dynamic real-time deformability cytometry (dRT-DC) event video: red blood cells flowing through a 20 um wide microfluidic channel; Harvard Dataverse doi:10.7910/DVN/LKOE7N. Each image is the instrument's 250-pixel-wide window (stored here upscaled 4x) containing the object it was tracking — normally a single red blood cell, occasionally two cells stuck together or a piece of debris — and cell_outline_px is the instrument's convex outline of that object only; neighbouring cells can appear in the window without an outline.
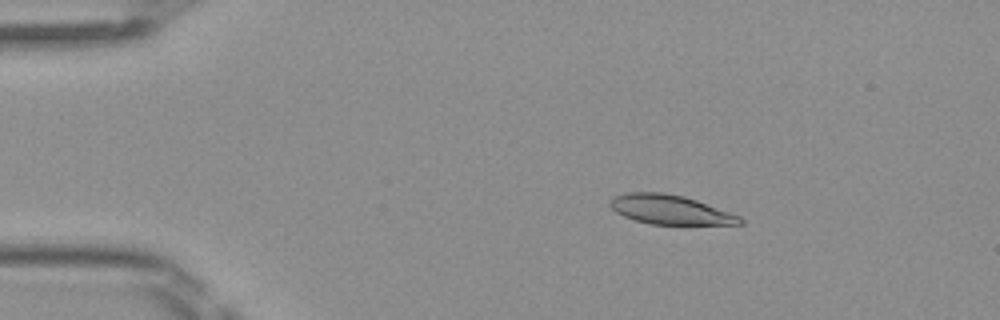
{"species": "Egyptian fruit bat (a non-hibernating species)", "species_latin": "Rousettus aegyptiacus", "temperature_condition": "room temperature", "stored_images_in_passage": 50, "camera_frame_rate_fps": 3000, "um_per_image_px": 0.085, "frame": {"image": 1, "passage_image": 9, "time_ms": 2.667, "image_size_px": [1000, 320], "cell_outline_px": [[744, 224], [648, 224], [624, 216], [616, 212], [608, 204], [608, 200], [612, 196], [628, 192], [664, 192], [684, 196], [696, 200], [740, 216], [744, 220]], "centroid_in_image_um": [56.91, 17.81], "position_along_channel_um": 28.1, "area_um2": 22.2}}
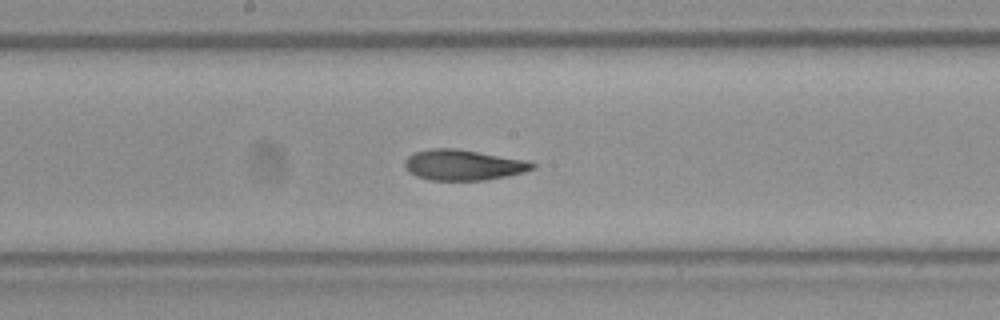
{"frame": {"image": 2, "passage_image": 27, "time_ms": 8.667, "image_size_px": [1000, 320], "cell_outline_px": [[536, 168], [524, 172], [484, 180], [428, 180], [416, 176], [408, 172], [404, 164], [404, 160], [408, 156], [416, 152], [428, 148], [456, 148], [528, 160], [536, 164]], "centroid_in_image_um": [39.37, 14.01], "position_along_channel_um": 208.8, "area_um2": 22.89}}
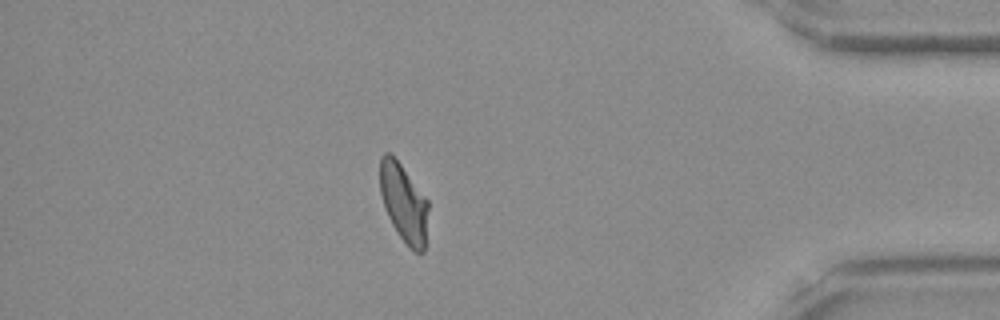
{"frame": {"image": 3, "passage_image": 44, "time_ms": 14.333, "image_size_px": [1000, 320], "cell_outline_px": [[428, 208], [424, 252], [416, 252], [400, 236], [392, 224], [384, 208], [380, 192], [380, 156], [384, 152], [388, 152], [400, 164], [428, 200]], "centroid_in_image_um": [34.3, 17.22], "position_along_channel_um": 400.9, "area_um2": 21.62}, "authors_computed_cell_mechanics": {"area_um2": 23.0333, "velocity_mm_per_s": 4.0681, "shape_relaxation_time_tau1_ms": 6.6244, "shape_relaxation_time_tau2_ms": 1.6115, "deformation_change_tau1": 0.1819, "deformation_change_tau2": 0.078}}